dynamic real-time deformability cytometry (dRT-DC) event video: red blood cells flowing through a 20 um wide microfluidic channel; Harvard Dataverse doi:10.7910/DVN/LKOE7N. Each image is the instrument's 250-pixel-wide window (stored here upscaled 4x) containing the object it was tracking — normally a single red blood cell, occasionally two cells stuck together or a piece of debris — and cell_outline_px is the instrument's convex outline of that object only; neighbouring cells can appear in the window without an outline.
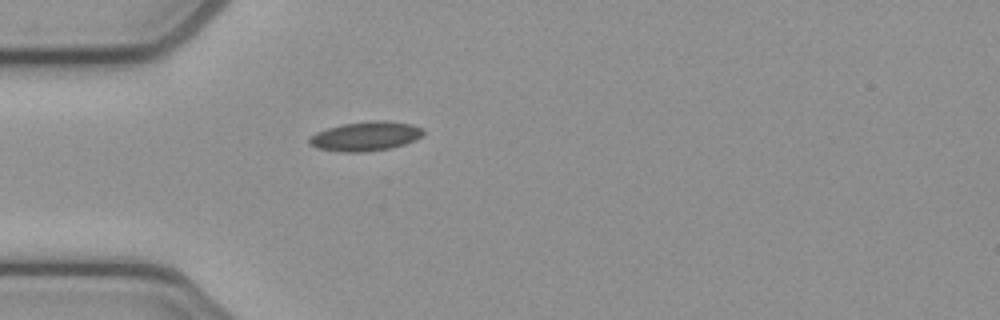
{"species": "common noctule bat (a hibernating species)", "species_latin": "Nyctalus noctula", "temperature_condition": "cold", "stored_images_in_passage": 39, "camera_frame_rate_fps": 3000, "um_per_image_px": 0.085, "animal": {"sex": "female", "body_mass_g": 21.9}, "frame": {"image": 1, "passage_image": 1, "time_ms": 0.0, "image_size_px": [1000, 320], "cell_outline_px": [[424, 132], [416, 140], [392, 148], [364, 152], [340, 152], [316, 148], [308, 144], [308, 140], [316, 132], [328, 128], [344, 124], [376, 120], [384, 120], [412, 124], [424, 128]], "centroid_in_image_um": [31.08, 11.59], "position_along_channel_um": 53.9, "area_um2": 19.54}}
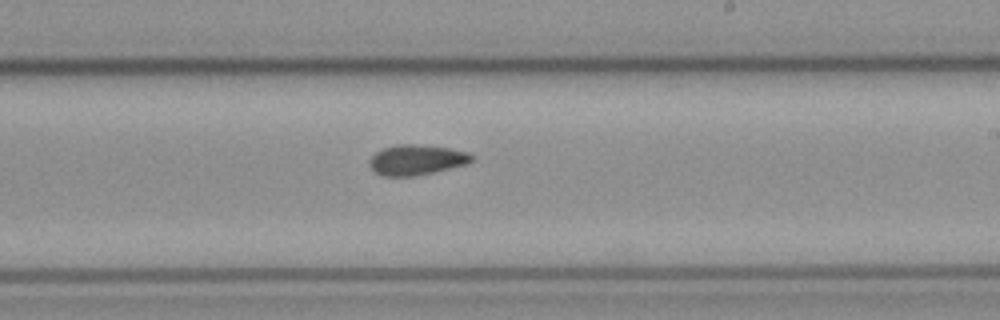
{"frame": {"image": 2, "passage_image": 17, "time_ms": 5.333, "image_size_px": [1000, 320], "cell_outline_px": [[472, 160], [468, 164], [432, 172], [412, 176], [384, 176], [372, 172], [368, 164], [368, 160], [376, 152], [384, 148], [400, 144], [412, 144], [448, 148], [468, 152], [472, 156]], "centroid_in_image_um": [35.35, 13.6], "position_along_channel_um": 253.6, "area_um2": 17.92}}
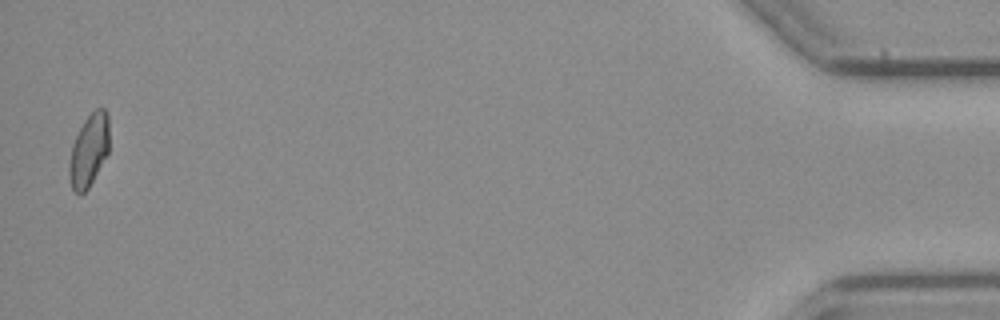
{"frame": {"image": 3, "passage_image": 38, "time_ms": 12.333, "image_size_px": [1000, 320], "cell_outline_px": [[108, 152], [88, 188], [80, 196], [72, 188], [68, 176], [68, 164], [72, 144], [84, 120], [96, 108], [104, 108], [108, 112]], "centroid_in_image_um": [7.53, 12.78], "position_along_channel_um": 427.7, "area_um2": 16.82}, "authors_computed_cell_mechanics": {"area_um2": 17.5712, "velocity_mm_per_s": 3.8624, "shape_relaxation_time_tau1_ms": null, "shape_relaxation_time_tau2_ms": 4.8522, "deformation_change_tau1": null, "deformation_change_tau2": 0.1024}}